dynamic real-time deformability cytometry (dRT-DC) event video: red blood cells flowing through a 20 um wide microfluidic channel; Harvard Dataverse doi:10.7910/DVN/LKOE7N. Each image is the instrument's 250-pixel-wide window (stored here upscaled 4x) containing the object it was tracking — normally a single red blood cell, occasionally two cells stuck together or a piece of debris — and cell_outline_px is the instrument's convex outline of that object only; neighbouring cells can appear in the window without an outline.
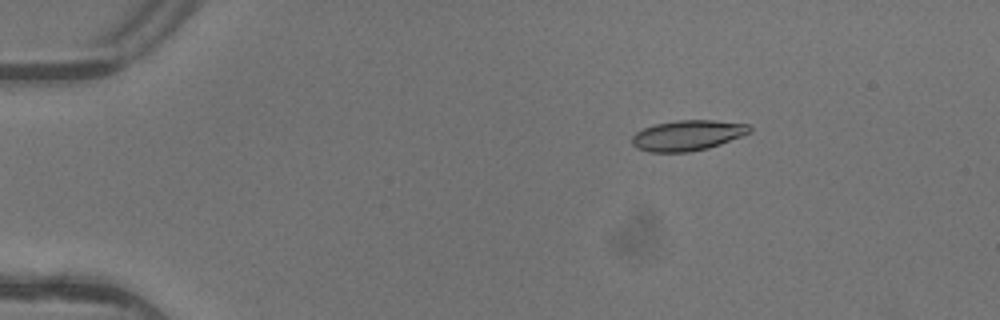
{"species": "common noctule bat (a hibernating species)", "species_latin": "Nyctalus noctula", "temperature_condition": "warm", "stored_images_in_passage": 5, "camera_frame_rate_fps": 3000, "um_per_image_px": 0.085, "animal": {"sex": "female"}, "frame": {"image": 1, "passage_image": 5, "time_ms": 1.333, "image_size_px": [1000, 320], "cell_outline_px": [[752, 132], [720, 144], [708, 148], [688, 152], [648, 152], [636, 148], [632, 144], [632, 136], [636, 132], [644, 128], [656, 124], [676, 120], [716, 120], [748, 124], [752, 128]], "centroid_in_image_um": [58.45, 11.5], "position_along_channel_um": 26.6, "area_um2": 20.92}}